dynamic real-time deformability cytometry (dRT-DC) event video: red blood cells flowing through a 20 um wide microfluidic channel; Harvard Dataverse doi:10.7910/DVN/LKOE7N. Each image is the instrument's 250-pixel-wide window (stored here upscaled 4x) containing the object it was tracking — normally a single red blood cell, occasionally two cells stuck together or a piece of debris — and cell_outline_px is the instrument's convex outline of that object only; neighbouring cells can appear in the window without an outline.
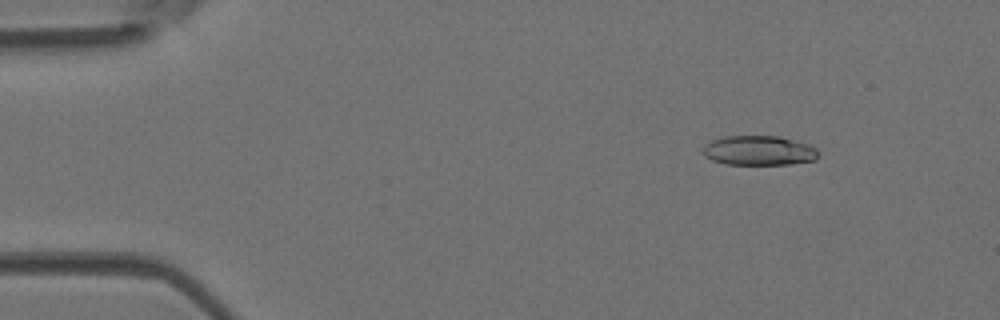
{"species": "Egyptian fruit bat (a non-hibernating species)", "species_latin": "Rousettus aegyptiacus", "temperature_condition": "room temperature", "stored_images_in_passage": 5, "camera_frame_rate_fps": 3000, "um_per_image_px": 0.085, "animal": {"sex": "female"}, "frame": {"image": 1, "passage_image": 2, "time_ms": 0.333, "image_size_px": [1000, 320], "cell_outline_px": [[820, 156], [816, 160], [788, 164], [724, 164], [712, 160], [704, 156], [704, 144], [712, 140], [728, 136], [780, 136], [808, 144], [816, 148], [820, 152]], "centroid_in_image_um": [64.54, 12.8], "position_along_channel_um": 20.5, "area_um2": 20.0}}
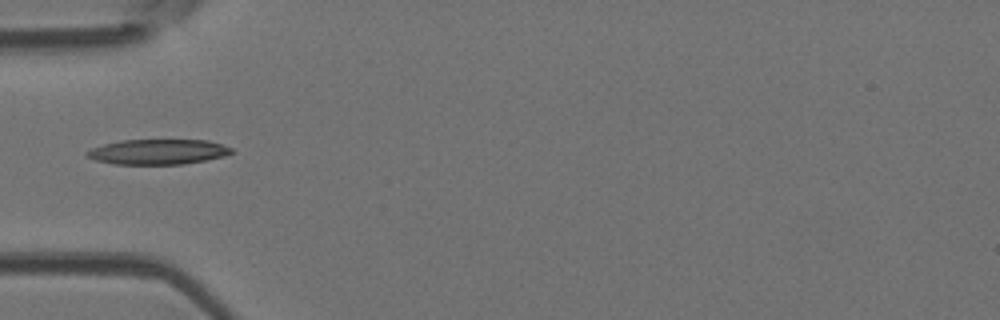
{"frame": {"image": 2, "passage_image": 5, "time_ms": 1.333, "image_size_px": [1000, 320], "cell_outline_px": [[236, 152], [224, 156], [184, 164], [116, 164], [96, 160], [88, 156], [84, 152], [92, 148], [104, 144], [120, 140], [208, 140], [232, 148]], "centroid_in_image_um": [13.45, 12.9], "position_along_channel_um": 71.6, "area_um2": 21.1}}